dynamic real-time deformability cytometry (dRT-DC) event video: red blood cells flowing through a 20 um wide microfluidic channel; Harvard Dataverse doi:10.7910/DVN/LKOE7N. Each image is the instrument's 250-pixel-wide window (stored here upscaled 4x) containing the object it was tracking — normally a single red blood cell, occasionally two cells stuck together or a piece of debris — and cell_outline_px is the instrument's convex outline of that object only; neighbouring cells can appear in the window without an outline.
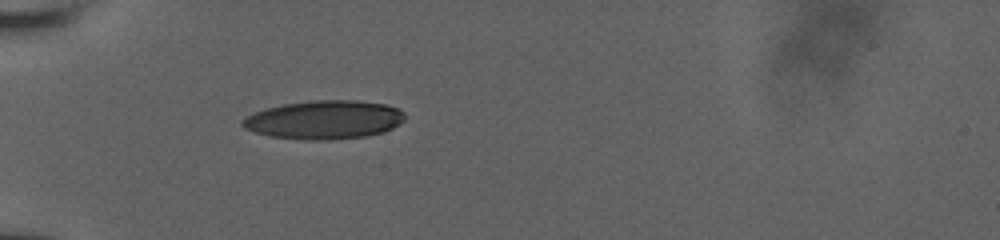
{"species": "human", "species_latin": "Homo sapiens", "temperature_condition": "room temperature", "stored_images_in_passage": 20, "camera_frame_rate_fps": 3000, "um_per_image_px": 0.085, "donor": {"sex": "male"}, "frame": {"image": 1, "passage_image": 1, "time_ms": 0.0, "image_size_px": [1000, 240], "cell_outline_px": [[404, 120], [400, 124], [384, 132], [364, 136], [328, 140], [304, 140], [268, 136], [244, 128], [240, 124], [240, 120], [264, 108], [284, 104], [312, 100], [356, 100], [388, 104], [400, 108], [404, 112]], "centroid_in_image_um": [27.57, 10.17], "position_along_channel_um": 57.4, "area_um2": 36.82}}
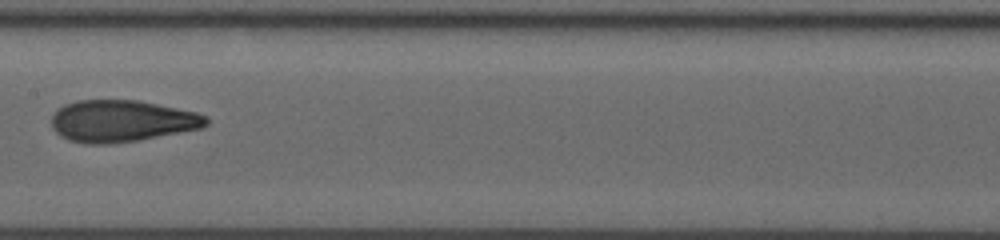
{"frame": {"image": 2, "passage_image": 8, "time_ms": 4.0, "image_size_px": [1000, 240], "cell_outline_px": [[208, 124], [200, 128], [140, 140], [112, 144], [88, 144], [68, 140], [60, 136], [52, 128], [52, 116], [64, 104], [76, 100], [136, 100], [196, 112], [208, 116]], "centroid_in_image_um": [10.33, 10.29], "position_along_channel_um": 197.1, "area_um2": 37.63}}
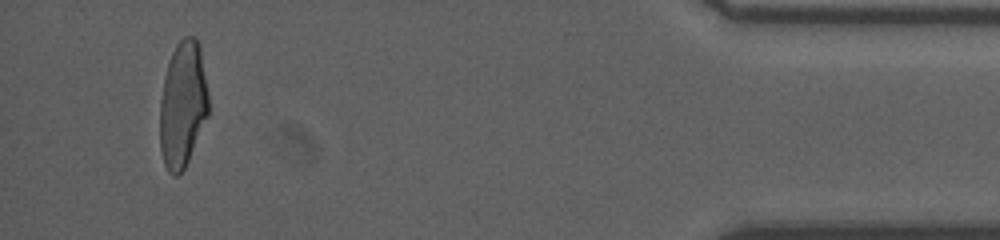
{"frame": {"image": 3, "passage_image": 18, "time_ms": 11.333, "image_size_px": [1000, 240], "cell_outline_px": [[208, 116], [188, 160], [184, 168], [176, 176], [172, 176], [168, 172], [164, 164], [160, 148], [160, 100], [168, 60], [176, 44], [184, 36], [196, 36], [200, 44], [208, 92]], "centroid_in_image_um": [15.53, 8.85], "position_along_channel_um": 419.7, "area_um2": 35.95}, "authors_computed_cell_mechanics": {"area_um2": 36.8764, "velocity_mm_per_s": 3.8721, "shape_relaxation_time_tau1_ms": 6.1268, "shape_relaxation_time_tau2_ms": 1.191, "deformation_change_tau1": 0.1841, "deformation_change_tau2": 0.0761}}